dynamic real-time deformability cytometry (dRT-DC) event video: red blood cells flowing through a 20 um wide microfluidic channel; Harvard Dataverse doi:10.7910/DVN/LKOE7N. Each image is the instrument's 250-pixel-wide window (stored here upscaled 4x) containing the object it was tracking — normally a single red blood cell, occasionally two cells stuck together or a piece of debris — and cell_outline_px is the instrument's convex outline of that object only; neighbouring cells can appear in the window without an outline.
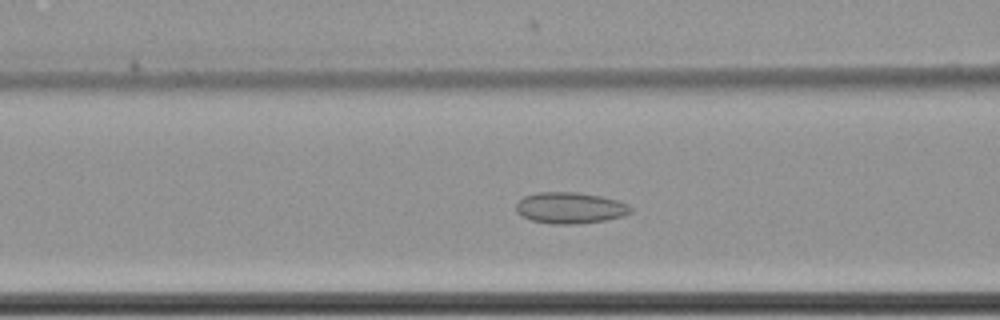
{"species": "common noctule bat (a hibernating species)", "species_latin": "Nyctalus noctula", "temperature_condition": "cold", "stored_images_in_passage": 57, "camera_frame_rate_fps": 3000, "um_per_image_px": 0.085, "animal": {"sex": "female", "body_mass_g": 22.7, "forearm_length_mm": 54.2}, "frame": {"image": 1, "passage_image": 22, "time_ms": 7.0, "image_size_px": [1000, 320], "cell_outline_px": [[632, 212], [624, 216], [604, 220], [576, 224], [552, 224], [532, 220], [520, 216], [516, 212], [516, 204], [524, 196], [536, 192], [576, 192], [600, 196], [616, 200], [628, 204], [632, 208]], "centroid_in_image_um": [48.44, 17.67], "position_along_channel_um": 118.2, "area_um2": 20.92}}
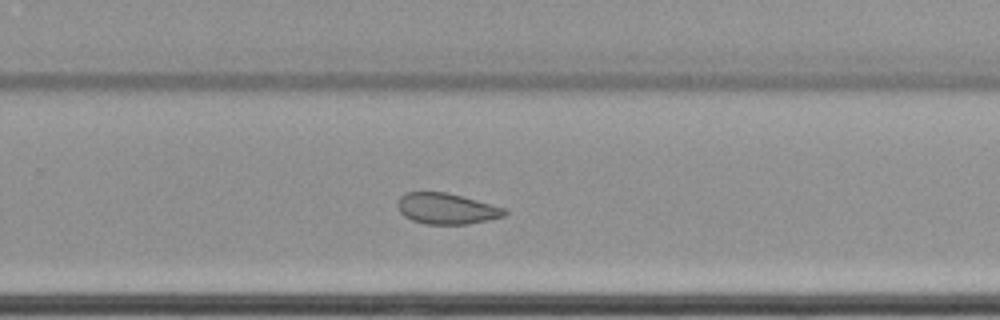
{"frame": {"image": 2, "passage_image": 37, "time_ms": 12.0, "image_size_px": [1000, 320], "cell_outline_px": [[508, 212], [504, 216], [488, 220], [468, 224], [424, 224], [412, 220], [404, 216], [400, 212], [396, 204], [400, 196], [404, 192], [448, 192], [492, 204], [504, 208]], "centroid_in_image_um": [37.93, 17.73], "position_along_channel_um": 291.9, "area_um2": 19.42}}
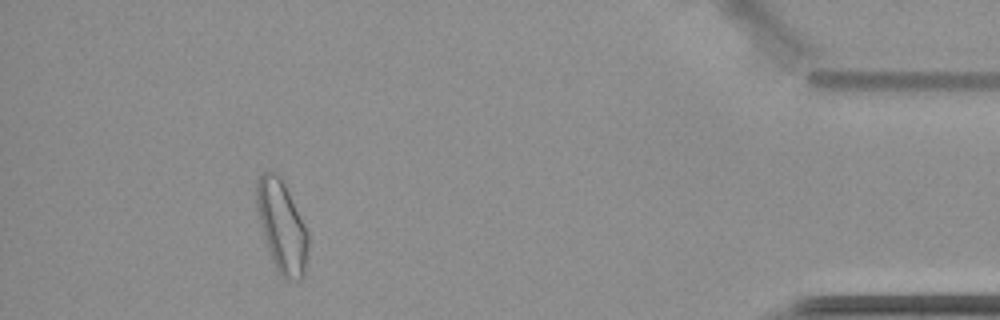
{"frame": {"image": 3, "passage_image": 52, "time_ms": 17.0, "image_size_px": [1000, 320], "cell_outline_px": [[308, 248], [304, 272], [300, 280], [284, 280], [280, 276], [272, 260], [260, 224], [256, 208], [256, 180], [264, 172], [276, 172], [280, 176], [308, 232]], "centroid_in_image_um": [23.94, 19.26], "position_along_channel_um": 411.3, "area_um2": 27.22}, "authors_computed_cell_mechanics": {"area_um2": 22.253, "velocity_mm_per_s": 3.4802, "shape_relaxation_time_tau1_ms": null, "shape_relaxation_time_tau2_ms": 2.5977, "deformation_change_tau1": null, "deformation_change_tau2": 0.0833}}